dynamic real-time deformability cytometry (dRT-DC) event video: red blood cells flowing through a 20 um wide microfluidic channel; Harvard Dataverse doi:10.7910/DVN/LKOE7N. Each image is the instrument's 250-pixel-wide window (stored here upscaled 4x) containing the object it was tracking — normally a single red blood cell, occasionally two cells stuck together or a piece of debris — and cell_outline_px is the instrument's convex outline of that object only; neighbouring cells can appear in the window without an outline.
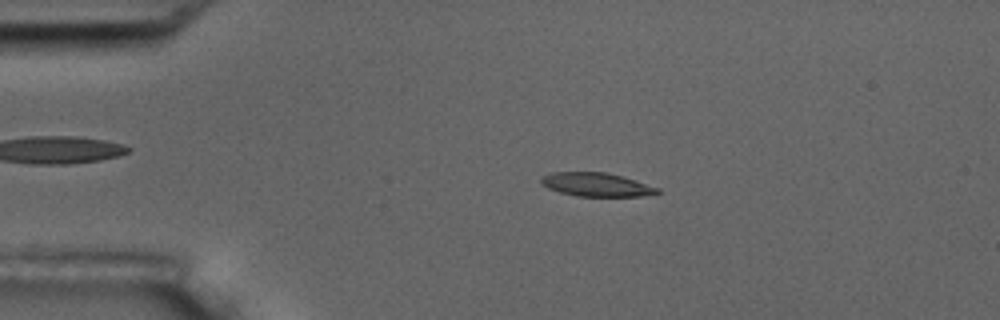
{"species": "common noctule bat (a hibernating species)", "species_latin": "Nyctalus noctula", "temperature_condition": "room temperature", "stored_images_in_passage": 16, "camera_frame_rate_fps": 3000, "um_per_image_px": 0.085, "animal": {"sex": "male", "body_mass_g": 17.5, "forearm_length_mm": 52.3}, "frame": {"image": 1, "passage_image": 3, "time_ms": 2.0, "image_size_px": [1000, 320], "cell_outline_px": [[660, 192], [644, 196], [576, 196], [560, 192], [548, 188], [540, 184], [540, 176], [552, 172], [608, 172], [636, 180], [660, 188]], "centroid_in_image_um": [50.67, 15.68], "position_along_channel_um": 34.3, "area_um2": 16.18}}
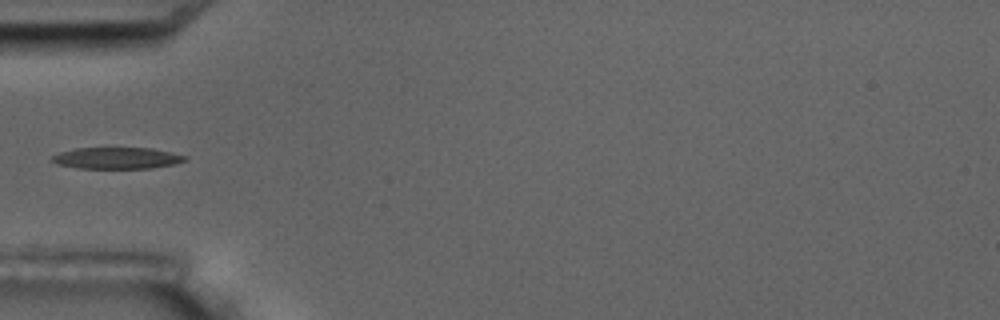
{"frame": {"image": 2, "passage_image": 5, "time_ms": 4.333, "image_size_px": [1000, 320], "cell_outline_px": [[188, 160], [172, 164], [152, 168], [76, 168], [56, 164], [48, 160], [52, 156], [60, 152], [72, 148], [152, 148], [172, 152], [188, 156]], "centroid_in_image_um": [9.9, 13.43], "position_along_channel_um": 75.1, "area_um2": 16.82}}
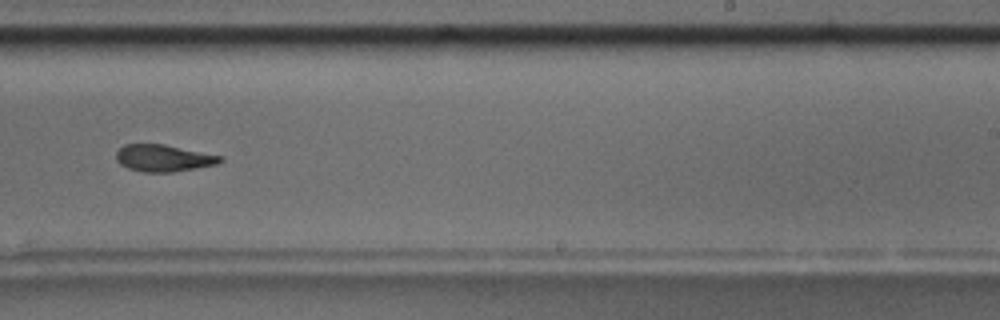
{"frame": {"image": 3, "passage_image": 10, "time_ms": 10.0, "image_size_px": [1000, 320], "cell_outline_px": [[224, 160], [216, 164], [196, 168], [172, 172], [144, 172], [128, 168], [120, 164], [116, 160], [116, 152], [124, 144], [164, 144], [224, 156]], "centroid_in_image_um": [13.91, 13.43], "position_along_channel_um": 275.1, "area_um2": 16.36}, "authors_computed_cell_mechanics": {"area_um2": 16.9065, "velocity_mm_per_s": 3.5414, "shape_relaxation_time_tau1_ms": 2.6888, "shape_relaxation_time_tau2_ms": 4.1489, "deformation_change_tau1": 0.1575, "deformation_change_tau2": 0.1289}}